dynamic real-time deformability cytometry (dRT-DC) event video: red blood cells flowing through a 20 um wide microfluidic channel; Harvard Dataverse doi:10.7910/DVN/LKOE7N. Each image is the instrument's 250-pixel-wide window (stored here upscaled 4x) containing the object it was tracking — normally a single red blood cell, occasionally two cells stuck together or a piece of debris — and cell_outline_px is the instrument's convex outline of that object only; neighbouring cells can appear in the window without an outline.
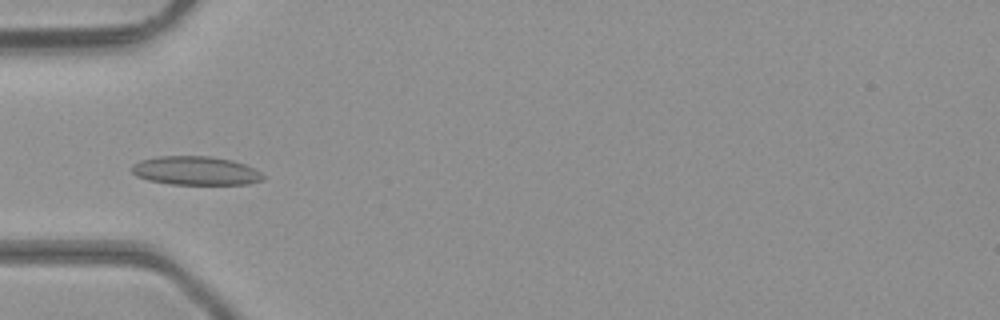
{"species": "common noctule bat (a hibernating species)", "species_latin": "Nyctalus noctula", "temperature_condition": "room temperature", "stored_images_in_passage": 4, "camera_frame_rate_fps": 3000, "um_per_image_px": 0.085, "animal": {"sex": "male", "body_mass_g": 23.1, "forearm_length_mm": 52.7}, "frame": {"image": 1, "passage_image": 4, "time_ms": 1.0, "image_size_px": [1000, 320], "cell_outline_px": [[264, 180], [248, 184], [168, 184], [148, 180], [136, 176], [132, 172], [132, 164], [140, 160], [156, 156], [212, 156], [232, 160], [256, 168], [264, 176]], "centroid_in_image_um": [16.63, 14.5], "position_along_channel_um": 68.4, "area_um2": 22.2}}